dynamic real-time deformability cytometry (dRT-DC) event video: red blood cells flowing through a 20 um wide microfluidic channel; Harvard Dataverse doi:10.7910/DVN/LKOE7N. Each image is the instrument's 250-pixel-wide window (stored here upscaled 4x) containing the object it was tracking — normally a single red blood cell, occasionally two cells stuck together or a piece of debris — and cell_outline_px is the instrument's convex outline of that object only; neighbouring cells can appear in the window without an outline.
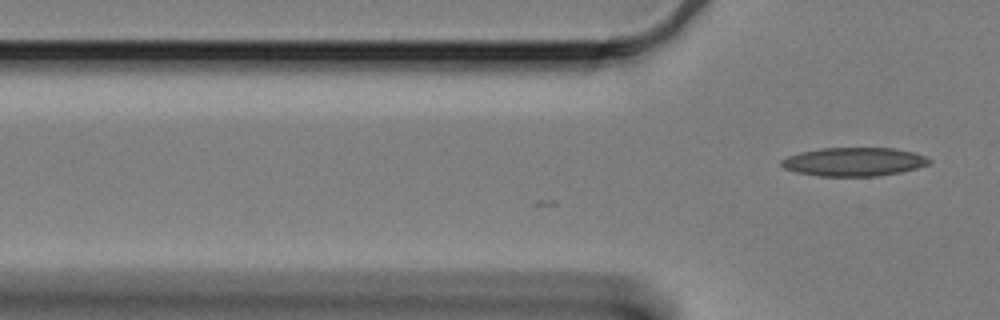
{"species": "Egyptian fruit bat (a non-hibernating species)", "species_latin": "Rousettus aegyptiacus", "temperature_condition": "cold", "stored_images_in_passage": 2, "camera_frame_rate_fps": 3000, "um_per_image_px": 0.085, "animal": {"sex": "female"}, "frame": {"image": 1, "passage_image": 2, "time_ms": 0.333, "image_size_px": [1000, 320], "cell_outline_px": [[932, 160], [928, 164], [916, 168], [900, 172], [880, 176], [816, 176], [796, 172], [784, 168], [780, 164], [780, 160], [788, 156], [800, 152], [820, 148], [896, 148], [928, 156]], "centroid_in_image_um": [72.58, 13.75], "position_along_channel_um": 53.2, "area_um2": 24.8}}